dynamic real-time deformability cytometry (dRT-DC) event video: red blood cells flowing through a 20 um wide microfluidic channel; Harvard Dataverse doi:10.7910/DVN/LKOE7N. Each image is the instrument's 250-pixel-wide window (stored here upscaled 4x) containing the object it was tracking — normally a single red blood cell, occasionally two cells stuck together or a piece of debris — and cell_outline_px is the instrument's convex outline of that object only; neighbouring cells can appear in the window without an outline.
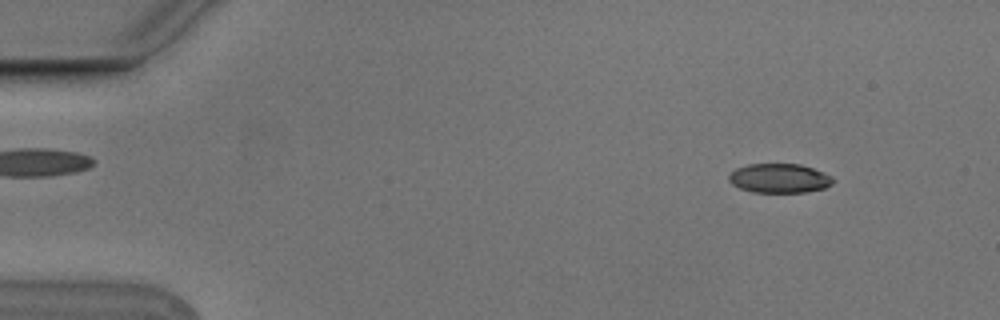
{"species": "Egyptian fruit bat (a non-hibernating species)", "species_latin": "Rousettus aegyptiacus", "temperature_condition": "cold", "stored_images_in_passage": 4, "camera_frame_rate_fps": 3000, "um_per_image_px": 0.085, "animal": {"sex": "male"}, "frame": {"image": 1, "passage_image": 1, "time_ms": 0.0, "image_size_px": [1000, 320], "cell_outline_px": [[832, 184], [824, 188], [804, 192], [752, 192], [740, 188], [732, 184], [728, 180], [728, 176], [736, 168], [748, 164], [800, 164], [812, 168], [832, 176]], "centroid_in_image_um": [66.22, 15.15], "position_along_channel_um": 18.8, "area_um2": 17.63}}